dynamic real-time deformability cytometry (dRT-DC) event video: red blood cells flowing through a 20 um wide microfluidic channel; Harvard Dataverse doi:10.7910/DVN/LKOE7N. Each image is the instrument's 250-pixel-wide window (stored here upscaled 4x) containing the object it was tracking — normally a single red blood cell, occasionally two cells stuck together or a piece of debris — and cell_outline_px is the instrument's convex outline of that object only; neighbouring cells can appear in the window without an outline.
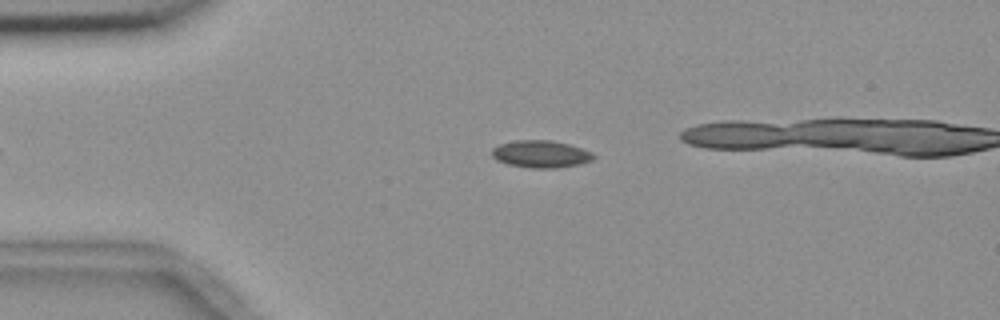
{"species": "common noctule bat (a hibernating species)", "species_latin": "Nyctalus noctula", "temperature_condition": "room temperature", "stored_images_in_passage": 36, "camera_frame_rate_fps": 3000, "um_per_image_px": 0.085, "animal": {"sex": "female", "body_mass_g": 18.4}, "frame": {"image": 1, "passage_image": 4, "time_ms": 1.0, "image_size_px": [1000, 320], "cell_outline_px": [[596, 156], [592, 160], [580, 164], [552, 168], [532, 168], [508, 164], [496, 160], [492, 156], [492, 148], [500, 144], [512, 140], [552, 140], [572, 144], [592, 152]], "centroid_in_image_um": [45.98, 13.08], "position_along_channel_um": 39.0, "area_um2": 16.3}}
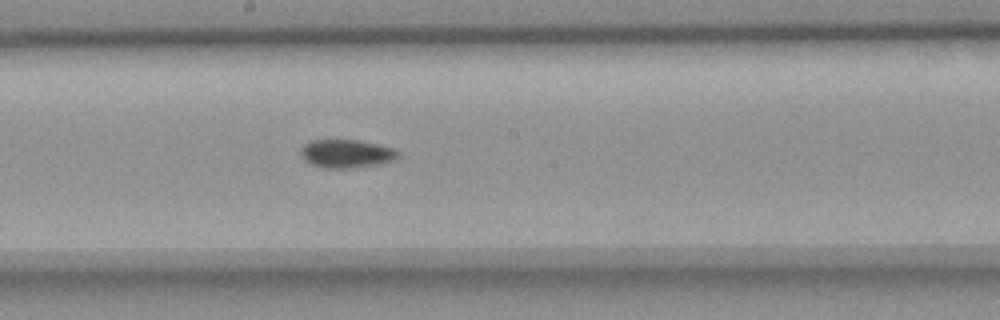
{"frame": {"image": 2, "passage_image": 21, "time_ms": 6.667, "image_size_px": [1000, 320], "cell_outline_px": [[400, 156], [396, 160], [380, 164], [348, 168], [324, 168], [312, 164], [304, 160], [300, 152], [300, 148], [304, 144], [312, 140], [360, 140], [392, 148], [400, 152]], "centroid_in_image_um": [29.46, 13.06], "position_along_channel_um": 218.7, "area_um2": 16.13}}
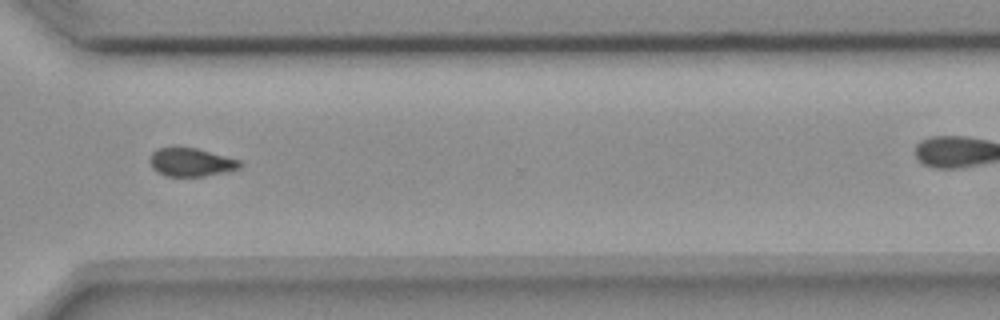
{"frame": {"image": 3, "passage_image": 32, "time_ms": 10.333, "image_size_px": [1000, 320], "cell_outline_px": [[244, 164], [240, 168], [204, 176], [168, 176], [156, 172], [152, 168], [148, 160], [152, 152], [156, 148], [176, 144], [196, 148], [240, 160]], "centroid_in_image_um": [16.16, 13.74], "position_along_channel_um": 354.4, "area_um2": 15.37}, "authors_computed_cell_mechanics": {"area_um2": 15.895, "velocity_mm_per_s": 3.6832, "shape_relaxation_time_tau1_ms": 7.721, "shape_relaxation_time_tau2_ms": 7.1712, "deformation_change_tau1": 0.1199, "deformation_change_tau2": 0.0961}}